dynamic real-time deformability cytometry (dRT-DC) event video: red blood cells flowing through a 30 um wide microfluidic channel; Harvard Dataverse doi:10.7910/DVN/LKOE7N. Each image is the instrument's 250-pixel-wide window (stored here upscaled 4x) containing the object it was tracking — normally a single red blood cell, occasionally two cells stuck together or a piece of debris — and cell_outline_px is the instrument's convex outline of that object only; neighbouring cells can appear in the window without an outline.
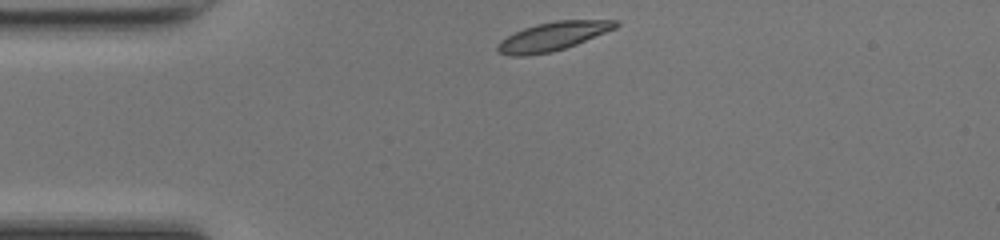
{"species": "common noctule bat (a hibernating species)", "species_latin": "Nyctalus noctula", "temperature_condition": "room temperature", "stored_images_in_passage": 32, "camera_frame_rate_fps": 3000, "um_per_image_px": 0.085, "animal": {"sex": "female", "body_mass_g": 17.0, "forearm_length_mm": 48.0}, "frame": {"image": 1, "passage_image": 1, "time_ms": 0.0, "image_size_px": [1000, 240], "cell_outline_px": [[620, 24], [616, 28], [576, 44], [552, 52], [528, 56], [508, 56], [496, 52], [496, 44], [500, 40], [524, 28], [536, 24], [556, 20], [620, 20]], "centroid_in_image_um": [46.96, 3.1], "position_along_channel_um": 38.0, "area_um2": 19.83}}
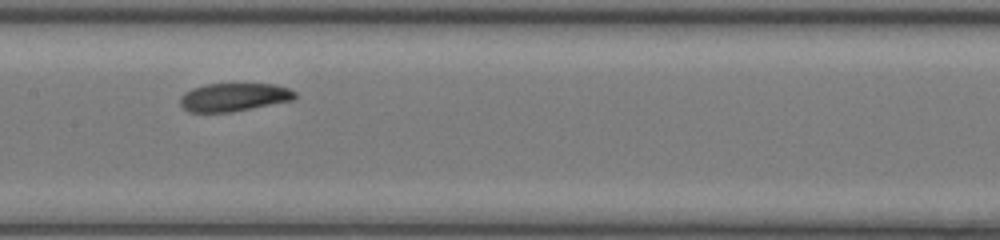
{"frame": {"image": 2, "passage_image": 14, "time_ms": 4.333, "image_size_px": [1000, 240], "cell_outline_px": [[296, 100], [232, 112], [188, 112], [180, 104], [180, 96], [184, 92], [192, 88], [204, 84], [276, 84], [288, 88], [296, 92]], "centroid_in_image_um": [19.9, 8.26], "position_along_channel_um": 187.5, "area_um2": 19.13}}
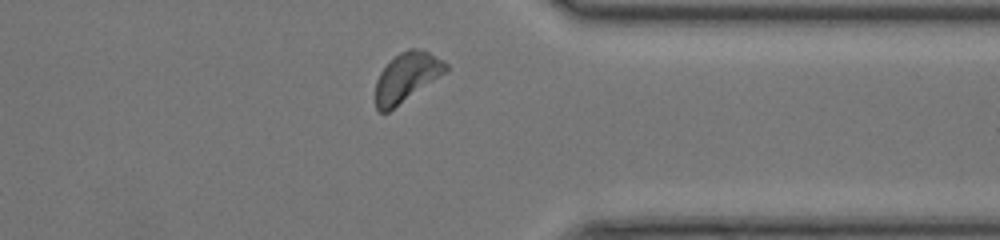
{"frame": {"image": 3, "passage_image": 28, "time_ms": 9.0, "image_size_px": [1000, 240], "cell_outline_px": [[448, 68], [444, 72], [388, 112], [380, 112], [376, 108], [376, 80], [380, 72], [400, 52], [408, 48], [416, 48], [428, 52], [444, 60], [448, 64]], "centroid_in_image_um": [34.55, 6.54], "position_along_channel_um": 376.9, "area_um2": 19.48}, "authors_computed_cell_mechanics": {"area_um2": 19.7387, "velocity_mm_per_s": 4.2152, "shape_relaxation_time_tau1_ms": 1.9001, "shape_relaxation_time_tau2_ms": null, "deformation_change_tau1": 0.1083, "deformation_change_tau2": null}}